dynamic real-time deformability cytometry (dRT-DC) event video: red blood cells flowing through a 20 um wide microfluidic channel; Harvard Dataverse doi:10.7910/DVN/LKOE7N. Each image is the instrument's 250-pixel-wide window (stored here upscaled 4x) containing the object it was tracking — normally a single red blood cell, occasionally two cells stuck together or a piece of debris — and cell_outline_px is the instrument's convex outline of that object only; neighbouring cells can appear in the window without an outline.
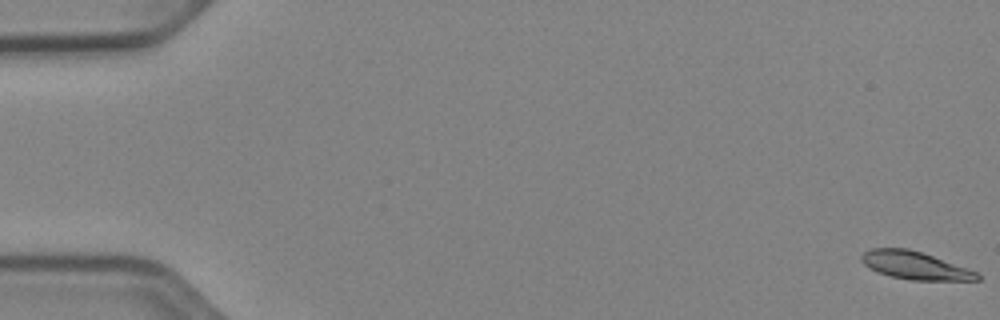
{"species": "Egyptian fruit bat (a non-hibernating species)", "species_latin": "Rousettus aegyptiacus", "temperature_condition": "cold", "stored_images_in_passage": 53, "camera_frame_rate_fps": 3000, "um_per_image_px": 0.085, "animal": {"sex": "female"}, "frame": {"image": 1, "passage_image": 1, "time_ms": 0.0, "image_size_px": [1000, 320], "cell_outline_px": [[980, 280], [912, 280], [892, 276], [868, 268], [860, 260], [860, 256], [868, 248], [908, 248], [932, 256], [976, 272], [980, 276]], "centroid_in_image_um": [77.7, 22.55], "position_along_channel_um": 7.3, "area_um2": 18.38}}
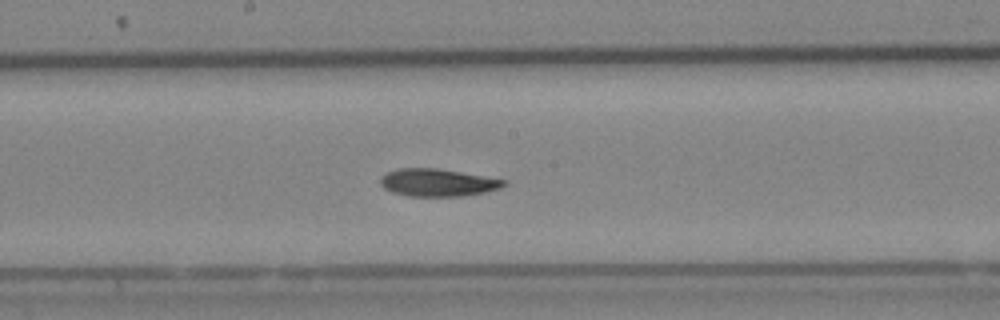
{"frame": {"image": 2, "passage_image": 29, "time_ms": 9.333, "image_size_px": [1000, 320], "cell_outline_px": [[508, 184], [500, 188], [484, 192], [464, 196], [408, 196], [392, 192], [384, 188], [380, 184], [380, 176], [396, 168], [436, 168], [460, 172], [504, 180]], "centroid_in_image_um": [37.15, 15.52], "position_along_channel_um": 211.0, "area_um2": 19.71}}
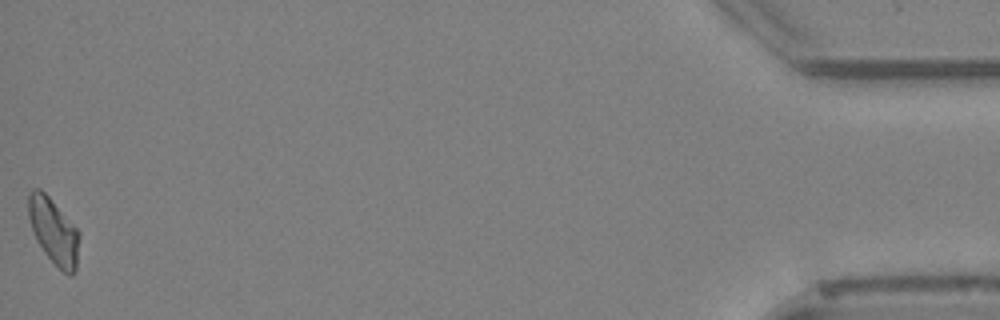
{"frame": {"image": 3, "passage_image": 53, "time_ms": 17.333, "image_size_px": [1000, 320], "cell_outline_px": [[80, 236], [76, 272], [72, 276], [68, 276], [44, 252], [36, 240], [28, 216], [28, 192], [32, 188], [40, 188], [48, 196], [80, 232]], "centroid_in_image_um": [4.57, 19.65], "position_along_channel_um": 430.6, "area_um2": 19.48}, "authors_computed_cell_mechanics": {"area_um2": 19.4786, "velocity_mm_per_s": 3.9096, "shape_relaxation_time_tau1_ms": 4.7326, "shape_relaxation_time_tau2_ms": null, "deformation_change_tau1": 0.1324, "deformation_change_tau2": null}}